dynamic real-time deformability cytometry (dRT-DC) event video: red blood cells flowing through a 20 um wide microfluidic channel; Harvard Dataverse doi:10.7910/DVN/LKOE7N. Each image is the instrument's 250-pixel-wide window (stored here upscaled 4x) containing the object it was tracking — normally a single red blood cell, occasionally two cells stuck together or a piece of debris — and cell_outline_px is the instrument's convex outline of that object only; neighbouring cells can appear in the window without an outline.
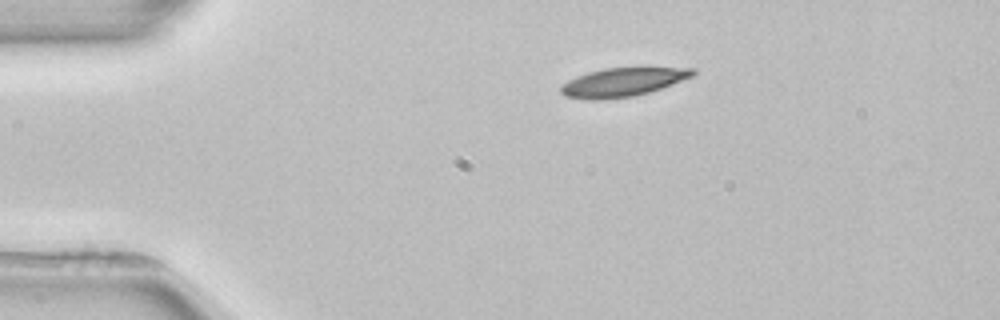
{"species": "common noctule bat (a hibernating species)", "species_latin": "Nyctalus noctula", "temperature_condition": "room temperature", "stored_images_in_passage": 1, "camera_frame_rate_fps": 3000, "um_per_image_px": 0.085, "animal": {"sex": "female", "body_mass_g": 22.7, "forearm_length_mm": 54.2}, "frame": {"image": 1, "passage_image": 1, "time_ms": 0.0, "image_size_px": [1000, 320], "cell_outline_px": [[696, 72], [692, 76], [672, 84], [648, 92], [632, 96], [600, 100], [588, 100], [564, 96], [560, 92], [560, 88], [568, 80], [576, 76], [588, 72], [604, 68], [696, 68]], "centroid_in_image_um": [52.88, 6.99], "position_along_channel_um": 32.1, "area_um2": 21.79}}